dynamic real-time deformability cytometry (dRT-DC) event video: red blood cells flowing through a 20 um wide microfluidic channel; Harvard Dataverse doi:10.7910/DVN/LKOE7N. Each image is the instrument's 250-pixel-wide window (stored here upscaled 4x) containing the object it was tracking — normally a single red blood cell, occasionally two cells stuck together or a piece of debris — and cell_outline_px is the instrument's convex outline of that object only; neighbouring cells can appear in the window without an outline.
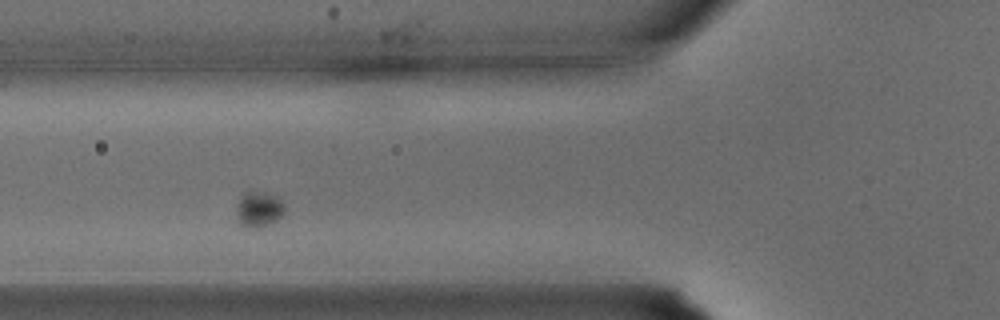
{"species": "common noctule bat (a hibernating species)", "species_latin": "Nyctalus noctula", "temperature_condition": "warm", "stored_images_in_passage": 22, "camera_frame_rate_fps": 3000, "um_per_image_px": 0.085, "animal": {"sex": "male", "body_mass_g": 15.6}, "frame": {"image": 1, "passage_image": 6, "time_ms": 1.667, "image_size_px": [1000, 320], "cell_outline_px": [[284, 212], [272, 224], [260, 228], [248, 228], [240, 224], [236, 212], [236, 204], [240, 196], [244, 192], [264, 192], [276, 196], [284, 204]], "centroid_in_image_um": [21.97, 17.8], "position_along_channel_um": 103.8, "area_um2": 10.12}}
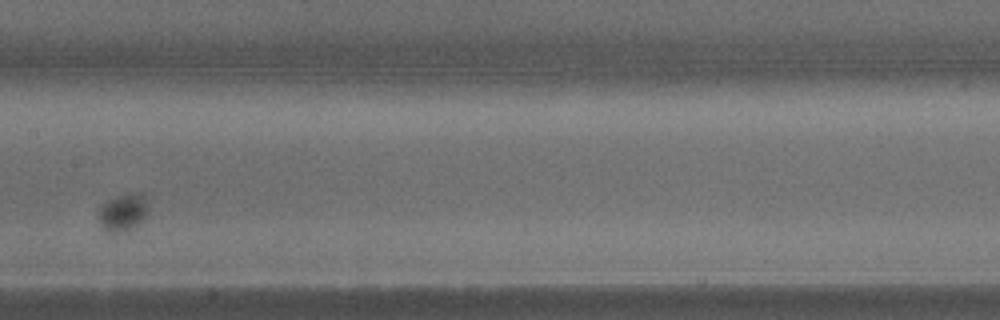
{"frame": {"image": 2, "passage_image": 11, "time_ms": 3.333, "image_size_px": [1000, 320], "cell_outline_px": [[148, 212], [136, 224], [124, 232], [112, 236], [100, 228], [100, 204], [108, 200], [128, 192], [136, 192], [144, 196], [148, 208]], "centroid_in_image_um": [10.4, 18.08], "position_along_channel_um": 197.0, "area_um2": 10.92}}
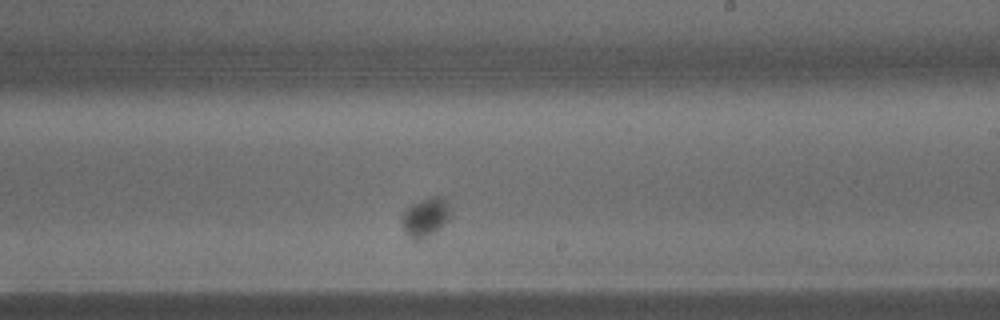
{"frame": {"image": 3, "passage_image": 14, "time_ms": 4.333, "image_size_px": [1000, 320], "cell_outline_px": [[448, 220], [436, 232], [420, 240], [412, 240], [408, 236], [400, 220], [404, 212], [412, 204], [420, 200], [432, 196], [444, 196], [448, 204]], "centroid_in_image_um": [36.15, 18.47], "position_along_channel_um": 252.9, "area_um2": 10.92}}